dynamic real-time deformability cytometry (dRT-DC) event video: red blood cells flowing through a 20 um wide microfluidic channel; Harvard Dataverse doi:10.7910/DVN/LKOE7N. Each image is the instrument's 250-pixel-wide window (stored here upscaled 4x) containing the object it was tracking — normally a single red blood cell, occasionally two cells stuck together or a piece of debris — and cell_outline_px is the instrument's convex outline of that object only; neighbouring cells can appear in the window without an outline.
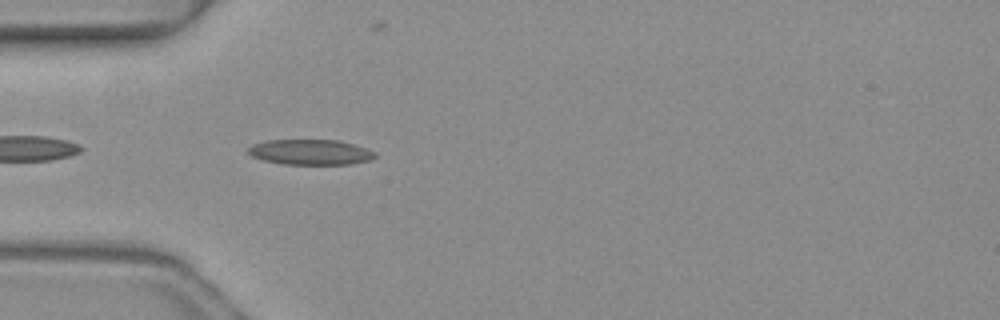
{"species": "common noctule bat (a hibernating species)", "species_latin": "Nyctalus noctula", "temperature_condition": "warm", "stored_images_in_passage": 4, "camera_frame_rate_fps": 3000, "um_per_image_px": 0.085, "animal": {"sex": "female", "body_mass_g": 19.3, "forearm_length_mm": 54.1}, "frame": {"image": 1, "passage_image": 4, "time_ms": 1.0, "image_size_px": [1000, 320], "cell_outline_px": [[376, 156], [372, 160], [352, 164], [284, 164], [264, 160], [252, 156], [248, 152], [248, 148], [252, 144], [268, 140], [340, 140], [376, 152]], "centroid_in_image_um": [26.4, 12.93], "position_along_channel_um": 58.6, "area_um2": 18.67}}